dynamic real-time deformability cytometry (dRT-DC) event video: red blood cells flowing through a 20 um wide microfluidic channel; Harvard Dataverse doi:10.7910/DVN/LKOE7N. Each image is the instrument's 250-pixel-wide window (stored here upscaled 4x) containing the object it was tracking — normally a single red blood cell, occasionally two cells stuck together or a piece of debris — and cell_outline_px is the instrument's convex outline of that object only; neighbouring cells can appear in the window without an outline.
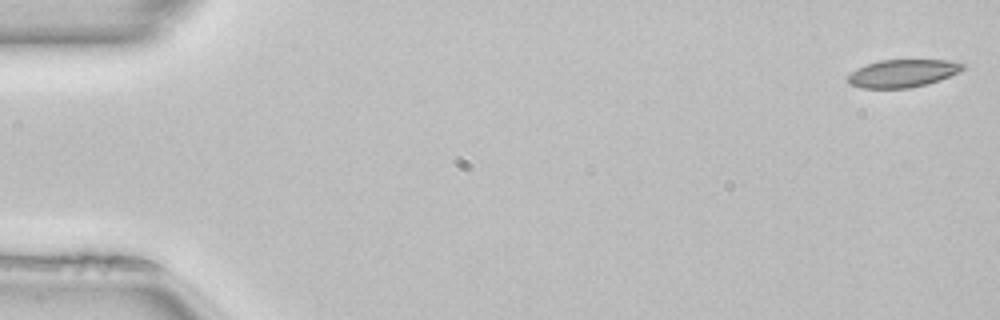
{"species": "common noctule bat (a hibernating species)", "species_latin": "Nyctalus noctula", "temperature_condition": "room temperature", "stored_images_in_passage": 51, "camera_frame_rate_fps": 3000, "um_per_image_px": 0.085, "animal": {"sex": "female", "body_mass_g": 22.7, "forearm_length_mm": 54.2}, "frame": {"image": 1, "passage_image": 1, "time_ms": 0.0, "image_size_px": [1000, 320], "cell_outline_px": [[964, 68], [960, 72], [940, 80], [908, 88], [860, 88], [848, 84], [848, 76], [856, 68], [880, 60], [948, 60], [964, 64]], "centroid_in_image_um": [76.71, 6.23], "position_along_channel_um": 8.3, "area_um2": 18.5}}
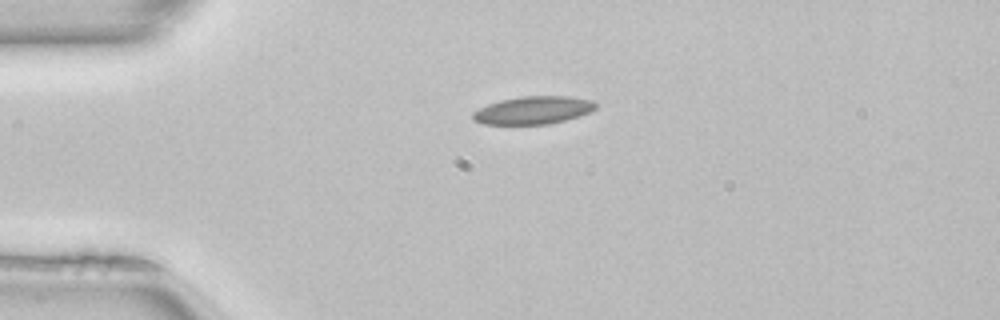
{"frame": {"image": 2, "passage_image": 12, "time_ms": 3.667, "image_size_px": [1000, 320], "cell_outline_px": [[596, 108], [592, 112], [580, 116], [548, 124], [484, 124], [472, 120], [472, 112], [488, 104], [500, 100], [520, 96], [568, 96], [592, 100], [596, 104]], "centroid_in_image_um": [45.33, 9.36], "position_along_channel_um": 39.7, "area_um2": 20.0}}
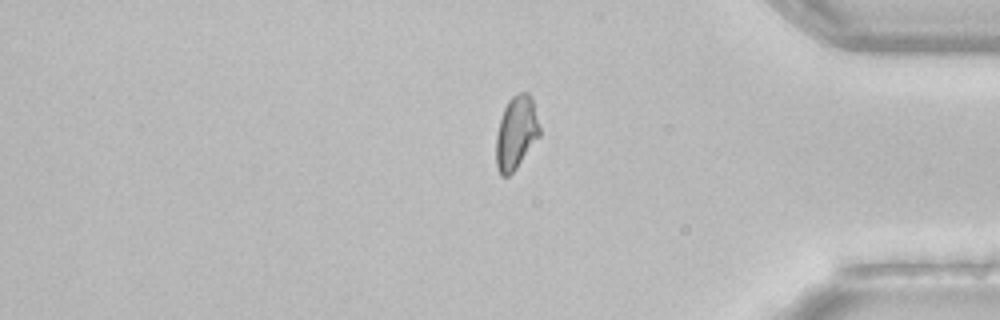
{"frame": {"image": 3, "passage_image": 42, "time_ms": 13.667, "image_size_px": [1000, 320], "cell_outline_px": [[540, 136], [516, 168], [508, 176], [500, 176], [496, 168], [496, 136], [500, 120], [504, 108], [508, 100], [512, 96], [520, 92], [528, 92], [532, 100], [540, 128]], "centroid_in_image_um": [43.86, 11.29], "position_along_channel_um": 391.3, "area_um2": 18.5}, "authors_computed_cell_mechanics": {"area_um2": 19.074, "velocity_mm_per_s": 4.0564, "shape_relaxation_time_tau1_ms": 10.0488, "shape_relaxation_time_tau2_ms": 2.1364, "deformation_change_tau1": 0.2113, "deformation_change_tau2": 0.089}}